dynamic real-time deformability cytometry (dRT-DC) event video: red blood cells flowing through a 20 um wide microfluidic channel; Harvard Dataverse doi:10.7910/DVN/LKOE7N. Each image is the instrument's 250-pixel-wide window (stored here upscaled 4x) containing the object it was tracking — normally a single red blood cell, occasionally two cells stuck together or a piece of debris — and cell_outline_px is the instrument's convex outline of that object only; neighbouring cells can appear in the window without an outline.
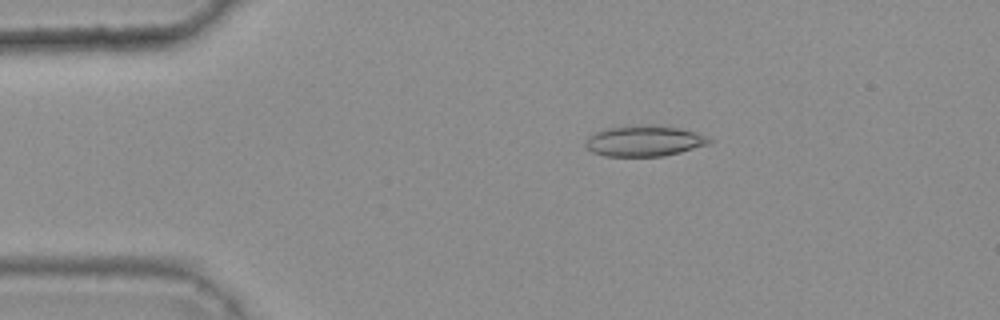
{"species": "common noctule bat (a hibernating species)", "species_latin": "Nyctalus noctula", "temperature_condition": "warm", "stored_images_in_passage": 41, "camera_frame_rate_fps": 3000, "um_per_image_px": 0.085, "animal": {"sex": "female", "body_mass_g": 25.1}, "frame": {"image": 1, "passage_image": 4, "time_ms": 1.0, "image_size_px": [1000, 320], "cell_outline_px": [[712, 140], [708, 144], [680, 152], [664, 156], [604, 156], [592, 152], [584, 144], [584, 140], [588, 136], [596, 132], [608, 128], [636, 124], [640, 124], [680, 128], [696, 132]], "centroid_in_image_um": [54.71, 11.98], "position_along_channel_um": 30.3, "area_um2": 22.14}}
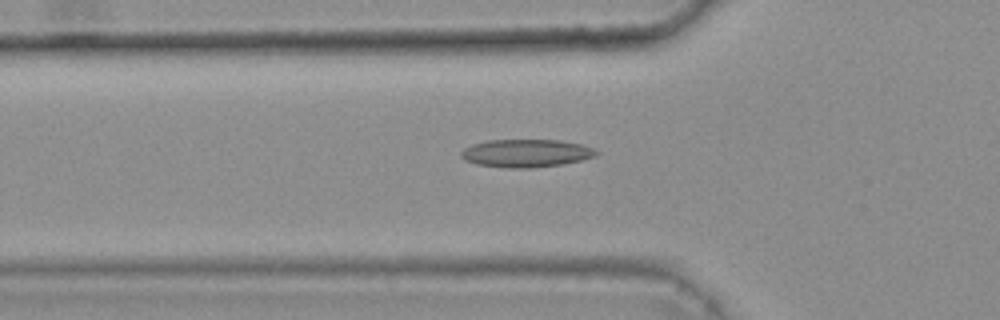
{"frame": {"image": 2, "passage_image": 12, "time_ms": 3.667, "image_size_px": [1000, 320], "cell_outline_px": [[600, 152], [596, 156], [564, 164], [532, 168], [508, 168], [476, 164], [464, 160], [460, 156], [460, 152], [464, 148], [472, 144], [488, 140], [560, 140], [580, 144], [592, 148]], "centroid_in_image_um": [44.7, 13.03], "position_along_channel_um": 81.1, "area_um2": 22.08}}
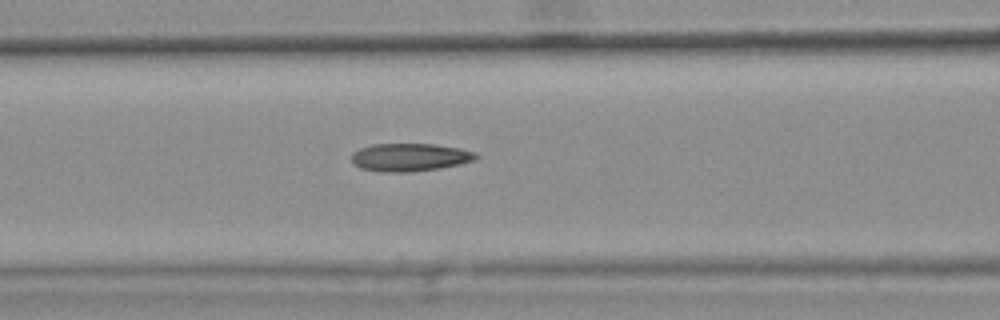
{"frame": {"image": 3, "passage_image": 16, "time_ms": 5.0, "image_size_px": [1000, 320], "cell_outline_px": [[480, 156], [476, 160], [460, 164], [436, 168], [404, 172], [380, 172], [360, 168], [352, 160], [352, 152], [360, 148], [372, 144], [436, 144], [460, 148], [476, 152]], "centroid_in_image_um": [34.86, 13.35], "position_along_channel_um": 131.7, "area_um2": 20.23}, "authors_computed_cell_mechanics": {"area_um2": 20.1144, "velocity_mm_per_s": 3.7609, "shape_relaxation_time_tau1_ms": null, "shape_relaxation_time_tau2_ms": 2.8648, "deformation_change_tau1": null, "deformation_change_tau2": 0.1215}}